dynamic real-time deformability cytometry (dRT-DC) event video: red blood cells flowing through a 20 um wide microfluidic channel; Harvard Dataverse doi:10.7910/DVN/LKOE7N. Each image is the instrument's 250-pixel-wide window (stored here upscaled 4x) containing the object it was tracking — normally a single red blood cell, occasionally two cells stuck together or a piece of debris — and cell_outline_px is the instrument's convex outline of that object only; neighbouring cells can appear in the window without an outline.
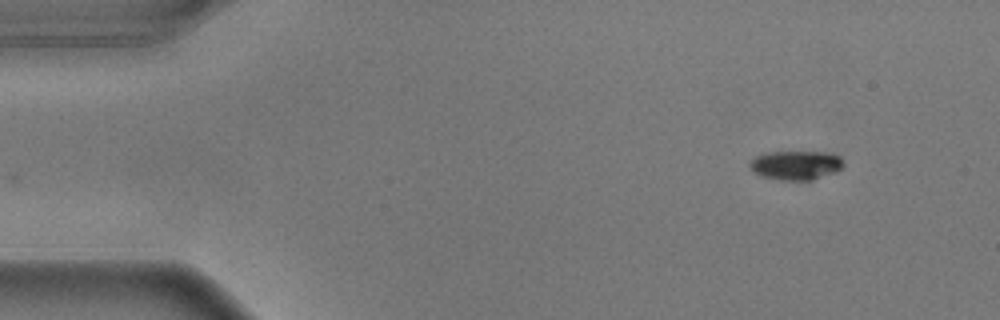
{"species": "common noctule bat (a hibernating species)", "species_latin": "Nyctalus noctula", "temperature_condition": "warm", "stored_images_in_passage": 51, "camera_frame_rate_fps": 3000, "um_per_image_px": 0.085, "animal": {"sex": "male", "body_mass_g": 17.9}, "frame": {"image": 1, "passage_image": 1, "time_ms": 0.0, "image_size_px": [1000, 320], "cell_outline_px": [[844, 164], [836, 172], [812, 180], [780, 180], [760, 176], [752, 172], [748, 164], [756, 156], [764, 152], [832, 152], [840, 156], [844, 160]], "centroid_in_image_um": [67.65, 14.04], "position_along_channel_um": 17.4, "area_um2": 16.18}}
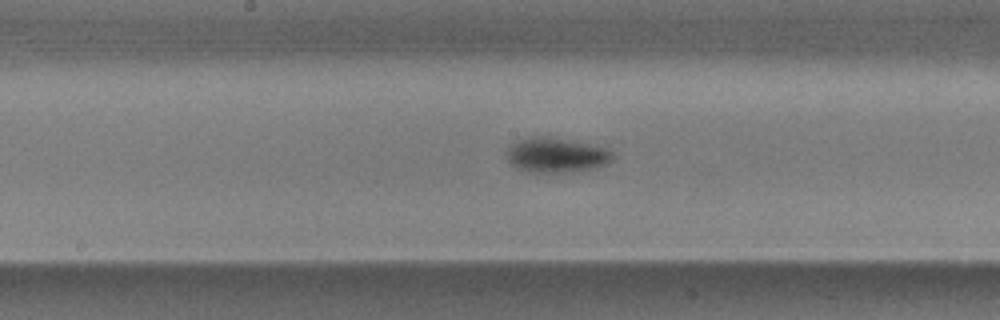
{"frame": {"image": 2, "passage_image": 24, "time_ms": 7.667, "image_size_px": [1000, 320], "cell_outline_px": [[616, 156], [608, 164], [596, 168], [564, 172], [532, 172], [520, 168], [512, 164], [508, 160], [508, 144], [516, 140], [532, 136], [548, 136], [608, 148]], "centroid_in_image_um": [47.31, 13.17], "position_along_channel_um": 200.9, "area_um2": 21.5}}
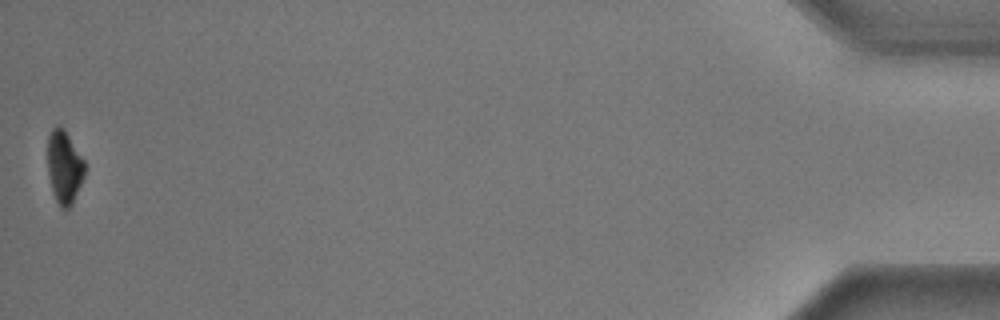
{"frame": {"image": 3, "passage_image": 51, "time_ms": 16.667, "image_size_px": [1000, 320], "cell_outline_px": [[84, 176], [72, 204], [68, 208], [60, 208], [52, 192], [48, 172], [48, 136], [52, 128], [56, 124], [64, 128], [84, 160]], "centroid_in_image_um": [5.45, 14.18], "position_along_channel_um": 429.8, "area_um2": 15.72}, "authors_computed_cell_mechanics": {"area_um2": 19.1896, "velocity_mm_per_s": 3.6149, "shape_relaxation_time_tau1_ms": 2.5526, "shape_relaxation_time_tau2_ms": null, "deformation_change_tau1": 0.1318, "deformation_change_tau2": null}}